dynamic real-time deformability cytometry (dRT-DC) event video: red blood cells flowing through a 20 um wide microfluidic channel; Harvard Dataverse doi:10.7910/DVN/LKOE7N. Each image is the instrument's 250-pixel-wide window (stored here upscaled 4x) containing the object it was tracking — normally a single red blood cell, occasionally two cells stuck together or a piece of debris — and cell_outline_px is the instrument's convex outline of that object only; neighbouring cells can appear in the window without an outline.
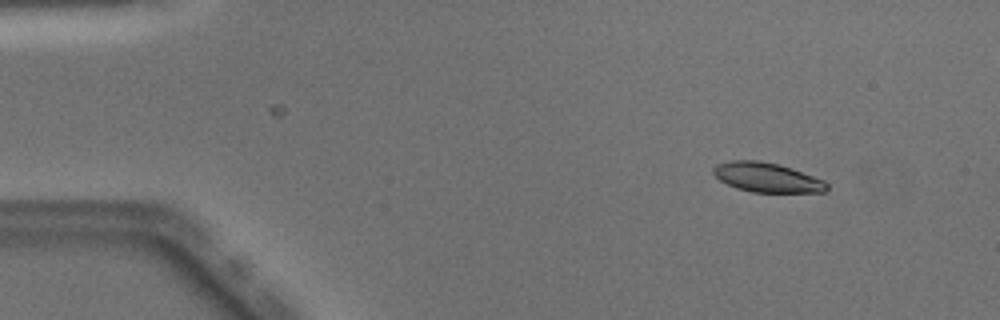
{"species": "Egyptian fruit bat (a non-hibernating species)", "species_latin": "Rousettus aegyptiacus", "temperature_condition": "warm", "stored_images_in_passage": 49, "camera_frame_rate_fps": 3000, "um_per_image_px": 0.085, "animal": {"sex": "male"}, "frame": {"image": 1, "passage_image": 5, "time_ms": 1.333, "image_size_px": [1000, 320], "cell_outline_px": [[828, 188], [824, 192], [752, 192], [736, 188], [720, 180], [712, 172], [712, 168], [716, 164], [732, 160], [760, 160], [792, 168], [824, 180], [828, 184]], "centroid_in_image_um": [65.18, 15.08], "position_along_channel_um": 19.8, "area_um2": 19.48}}
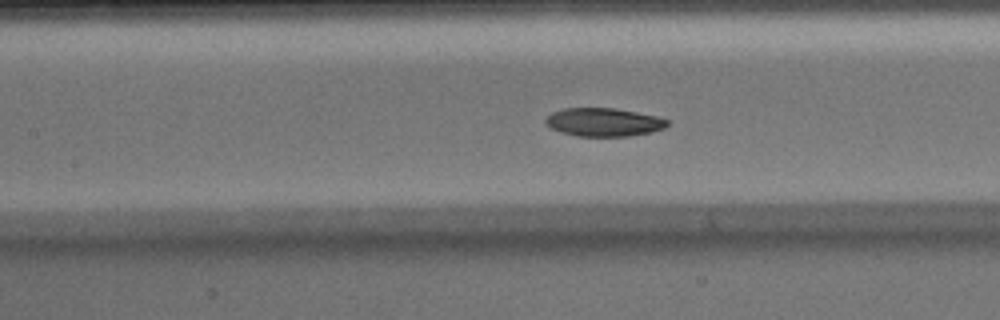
{"frame": {"image": 2, "passage_image": 22, "time_ms": 7.0, "image_size_px": [1000, 320], "cell_outline_px": [[668, 124], [664, 128], [652, 132], [628, 136], [576, 136], [560, 132], [544, 124], [544, 120], [552, 112], [564, 108], [612, 108], [636, 112], [656, 116], [668, 120]], "centroid_in_image_um": [51.28, 10.39], "position_along_channel_um": 156.1, "area_um2": 20.06}}
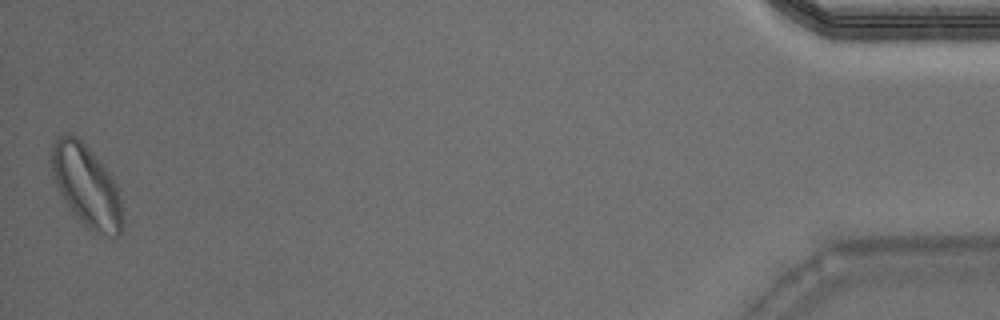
{"frame": {"image": 3, "passage_image": 49, "time_ms": 16.0, "image_size_px": [1000, 320], "cell_outline_px": [[124, 224], [116, 240], [96, 232], [88, 228], [80, 220], [68, 204], [60, 192], [56, 184], [52, 168], [52, 148], [56, 140], [60, 136], [68, 132], [72, 132], [104, 164], [116, 184], [120, 196], [124, 220]], "centroid_in_image_um": [7.41, 15.82], "position_along_channel_um": 427.8, "area_um2": 33.58}, "authors_computed_cell_mechanics": {"area_um2": 20.8658, "velocity_mm_per_s": 4.0162, "shape_relaxation_time_tau1_ms": 3.1428, "shape_relaxation_time_tau2_ms": null, "deformation_change_tau1": 0.1277, "deformation_change_tau2": null}}